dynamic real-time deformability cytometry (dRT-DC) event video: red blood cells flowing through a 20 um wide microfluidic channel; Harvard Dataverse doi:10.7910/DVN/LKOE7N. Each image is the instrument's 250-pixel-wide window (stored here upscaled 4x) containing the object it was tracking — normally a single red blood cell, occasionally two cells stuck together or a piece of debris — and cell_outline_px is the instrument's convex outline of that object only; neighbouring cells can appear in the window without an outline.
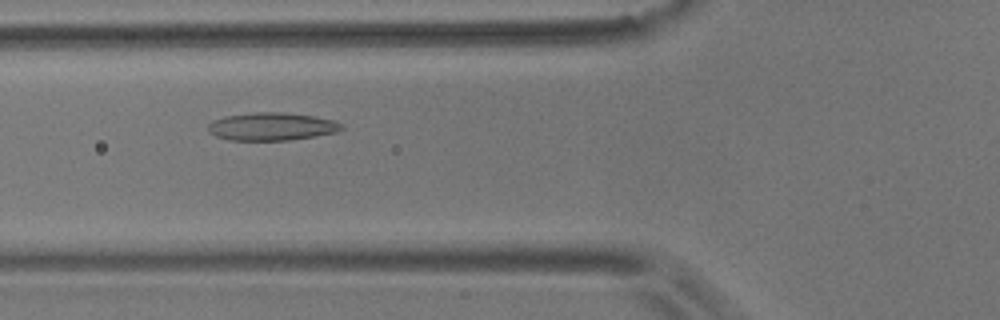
{"species": "common noctule bat (a hibernating species)", "species_latin": "Nyctalus noctula", "temperature_condition": "room temperature", "stored_images_in_passage": 7, "camera_frame_rate_fps": 3000, "um_per_image_px": 0.085, "animal": {"sex": "male", "body_mass_g": 17.9}, "frame": {"image": 1, "passage_image": 3, "time_ms": 2.0, "image_size_px": [1000, 320], "cell_outline_px": [[344, 128], [336, 132], [316, 136], [288, 140], [228, 140], [216, 136], [208, 132], [208, 124], [212, 120], [228, 116], [256, 112], [280, 112], [312, 116], [332, 120], [344, 124]], "centroid_in_image_um": [23.09, 10.76], "position_along_channel_um": 102.7, "area_um2": 21.56}}
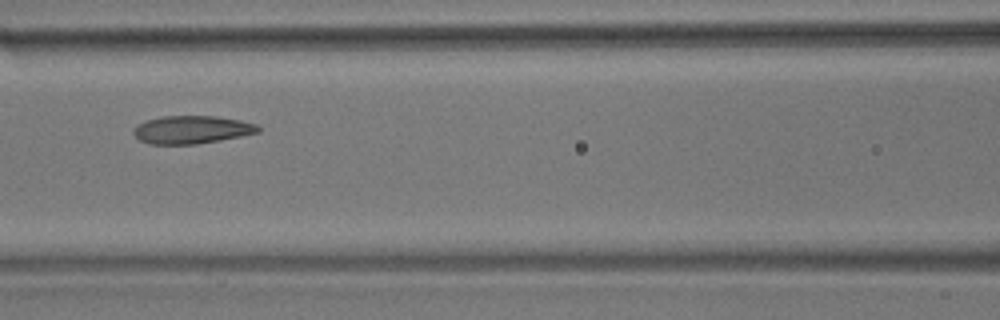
{"frame": {"image": 2, "passage_image": 4, "time_ms": 3.333, "image_size_px": [1000, 320], "cell_outline_px": [[260, 132], [220, 140], [196, 144], [148, 144], [140, 140], [132, 132], [136, 124], [144, 120], [160, 116], [216, 116], [240, 120], [256, 124], [260, 128]], "centroid_in_image_um": [16.26, 11.01], "position_along_channel_um": 150.3, "area_um2": 20.4}}
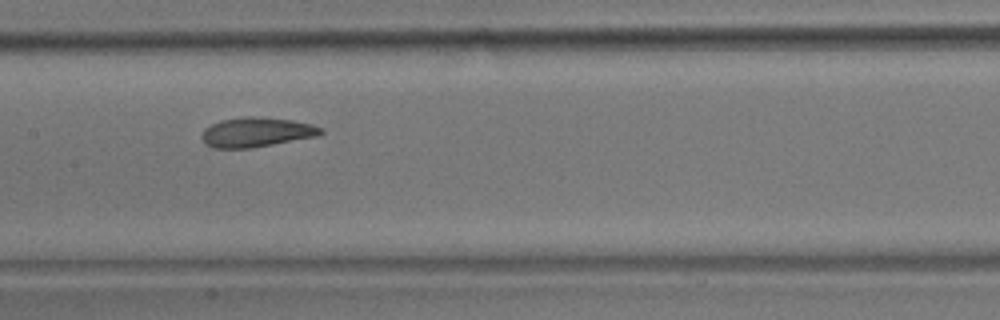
{"frame": {"image": 3, "passage_image": 5, "time_ms": 4.333, "image_size_px": [1000, 320], "cell_outline_px": [[324, 132], [316, 136], [252, 148], [212, 148], [204, 144], [200, 136], [204, 128], [220, 120], [244, 116], [260, 116], [292, 120], [312, 124], [324, 128]], "centroid_in_image_um": [21.76, 11.23], "position_along_channel_um": 185.6, "area_um2": 20.81}}